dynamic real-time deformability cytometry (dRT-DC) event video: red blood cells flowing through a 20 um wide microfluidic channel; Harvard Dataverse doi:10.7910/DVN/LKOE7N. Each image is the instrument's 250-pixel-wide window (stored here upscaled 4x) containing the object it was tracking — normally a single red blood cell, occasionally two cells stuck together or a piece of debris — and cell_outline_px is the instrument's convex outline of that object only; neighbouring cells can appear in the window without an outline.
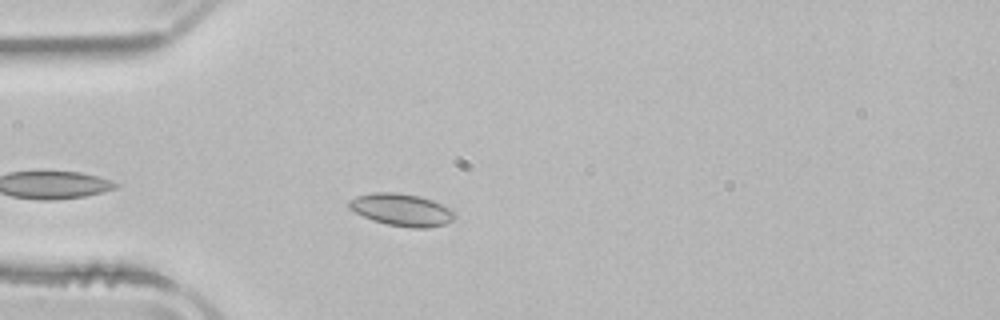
{"species": "common noctule bat (a hibernating species)", "species_latin": "Nyctalus noctula", "temperature_condition": "room temperature", "stored_images_in_passage": 8, "camera_frame_rate_fps": 3000, "um_per_image_px": 0.085, "animal": {"sex": "male", "body_mass_g": 21.5, "forearm_length_mm": 52.0}, "frame": {"image": 1, "passage_image": 1, "time_ms": 0.0, "image_size_px": [1000, 320], "cell_outline_px": [[456, 216], [452, 220], [444, 224], [428, 228], [412, 228], [388, 224], [372, 220], [348, 208], [348, 200], [356, 196], [372, 192], [396, 192], [420, 196], [432, 200], [456, 212]], "centroid_in_image_um": [34.12, 17.82], "position_along_channel_um": 50.9, "area_um2": 19.88}}
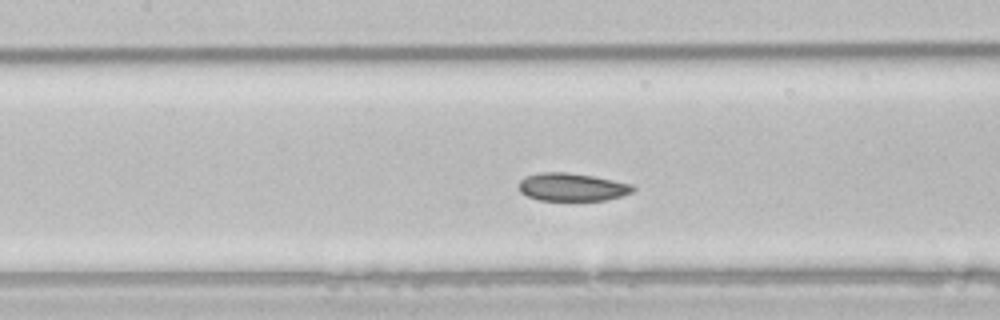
{"frame": {"image": 2, "passage_image": 7, "time_ms": 2.0, "image_size_px": [1000, 320], "cell_outline_px": [[636, 188], [632, 192], [620, 196], [604, 200], [540, 200], [528, 196], [520, 192], [520, 180], [524, 176], [540, 172], [568, 172], [592, 176], [632, 184]], "centroid_in_image_um": [48.61, 15.89], "position_along_channel_um": 158.8, "area_um2": 18.44}}